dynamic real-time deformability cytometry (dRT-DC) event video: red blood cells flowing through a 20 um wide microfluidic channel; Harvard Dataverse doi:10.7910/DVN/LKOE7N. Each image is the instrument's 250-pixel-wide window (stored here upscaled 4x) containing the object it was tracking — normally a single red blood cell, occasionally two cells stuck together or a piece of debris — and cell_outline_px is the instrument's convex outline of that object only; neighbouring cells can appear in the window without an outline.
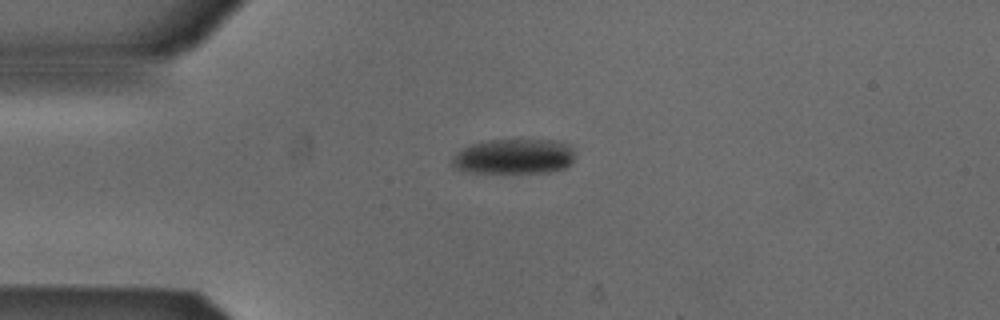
{"species": "Egyptian fruit bat (a non-hibernating species)", "species_latin": "Rousettus aegyptiacus", "temperature_condition": "cold", "stored_images_in_passage": 5, "camera_frame_rate_fps": 3000, "um_per_image_px": 0.085, "animal": {"sex": "male"}, "frame": {"image": 1, "passage_image": 1, "time_ms": 0.0, "image_size_px": [1000, 320], "cell_outline_px": [[572, 164], [568, 168], [552, 172], [468, 172], [456, 168], [452, 164], [452, 160], [456, 152], [472, 144], [488, 140], [556, 140], [568, 144], [572, 148]], "centroid_in_image_um": [43.72, 13.3], "position_along_channel_um": 41.3, "area_um2": 25.03}}